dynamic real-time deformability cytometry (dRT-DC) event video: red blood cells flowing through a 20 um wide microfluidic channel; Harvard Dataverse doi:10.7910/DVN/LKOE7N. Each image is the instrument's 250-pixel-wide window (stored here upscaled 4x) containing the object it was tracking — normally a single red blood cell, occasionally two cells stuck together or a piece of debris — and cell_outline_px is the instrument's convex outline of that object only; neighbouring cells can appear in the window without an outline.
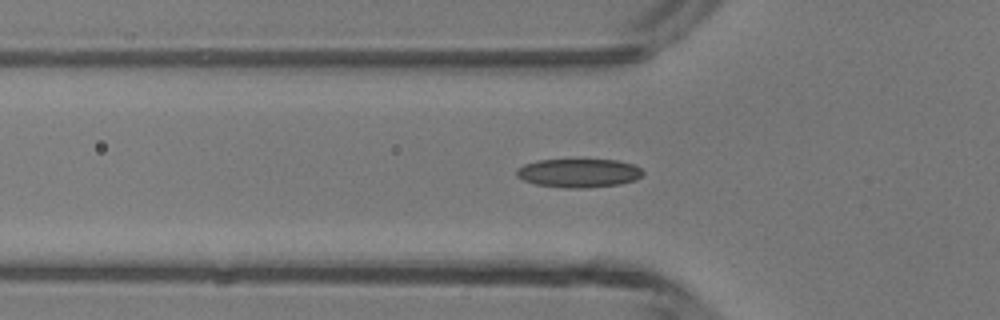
{"species": "common noctule bat (a hibernating species)", "species_latin": "Nyctalus noctula", "temperature_condition": "room temperature", "stored_images_in_passage": 43, "camera_frame_rate_fps": 3000, "um_per_image_px": 0.085, "animal": {"sex": "male", "body_mass_g": 13.3}, "frame": {"image": 1, "passage_image": 15, "time_ms": 4.667, "image_size_px": [1000, 320], "cell_outline_px": [[644, 172], [636, 180], [620, 184], [584, 188], [564, 188], [536, 184], [524, 180], [516, 176], [516, 168], [524, 164], [536, 160], [616, 160], [632, 164], [640, 168]], "centroid_in_image_um": [49.16, 14.71], "position_along_channel_um": 76.6, "area_um2": 21.1}}
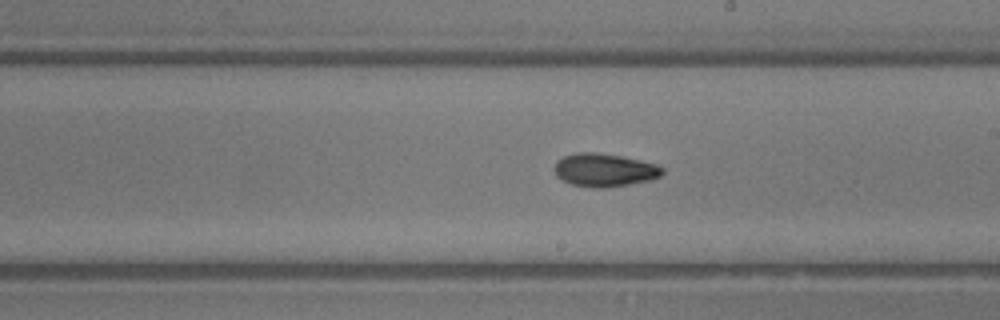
{"frame": {"image": 2, "passage_image": 26, "time_ms": 8.333, "image_size_px": [1000, 320], "cell_outline_px": [[664, 172], [660, 176], [648, 180], [608, 188], [596, 188], [572, 184], [560, 180], [556, 176], [556, 160], [564, 156], [576, 152], [596, 152], [620, 156], [656, 164], [664, 168]], "centroid_in_image_um": [51.36, 14.45], "position_along_channel_um": 237.6, "area_um2": 20.75}}
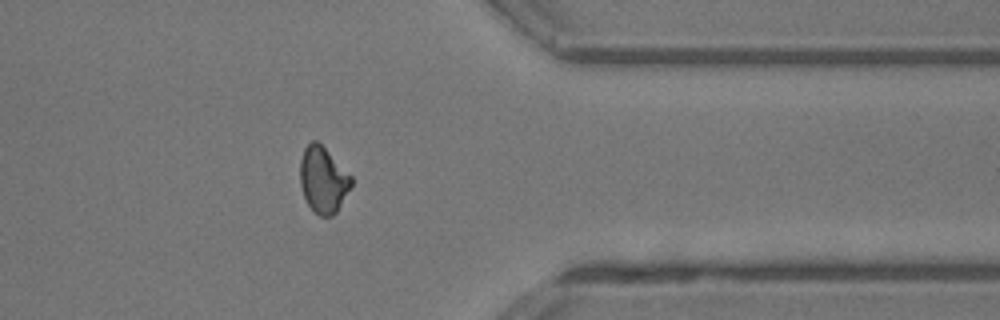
{"frame": {"image": 3, "passage_image": 37, "time_ms": 12.0, "image_size_px": [1000, 320], "cell_outline_px": [[352, 184], [336, 212], [332, 216], [320, 216], [308, 204], [304, 196], [300, 184], [300, 160], [304, 148], [312, 140], [316, 140], [352, 176]], "centroid_in_image_um": [27.45, 15.28], "position_along_channel_um": 383.9, "area_um2": 19.36}, "authors_computed_cell_mechanics": {"area_um2": 19.8832, "velocity_mm_per_s": 4.3649, "shape_relaxation_time_tau1_ms": 7.2628, "shape_relaxation_time_tau2_ms": 3.4704, "deformation_change_tau1": 0.1879, "deformation_change_tau2": 0.0763}}